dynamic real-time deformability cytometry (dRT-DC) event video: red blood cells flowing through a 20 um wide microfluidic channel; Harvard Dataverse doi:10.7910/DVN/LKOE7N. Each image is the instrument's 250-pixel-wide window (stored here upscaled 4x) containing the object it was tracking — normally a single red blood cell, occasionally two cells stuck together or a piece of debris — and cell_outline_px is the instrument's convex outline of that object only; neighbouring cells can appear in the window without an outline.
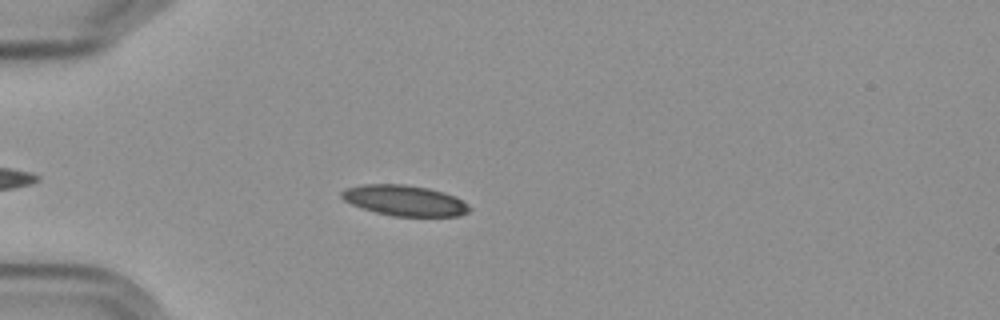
{"species": "Egyptian fruit bat (a non-hibernating species)", "species_latin": "Rousettus aegyptiacus", "temperature_condition": "cold", "stored_images_in_passage": 8, "camera_frame_rate_fps": 3000, "um_per_image_px": 0.085, "frame": {"image": 1, "passage_image": 5, "time_ms": 5.0, "image_size_px": [1000, 320], "cell_outline_px": [[472, 208], [468, 212], [460, 216], [392, 216], [376, 212], [352, 204], [344, 200], [340, 196], [340, 192], [344, 188], [360, 184], [404, 184], [428, 188], [444, 192], [456, 196], [468, 204]], "centroid_in_image_um": [34.4, 17.03], "position_along_channel_um": 50.6, "area_um2": 22.95}}
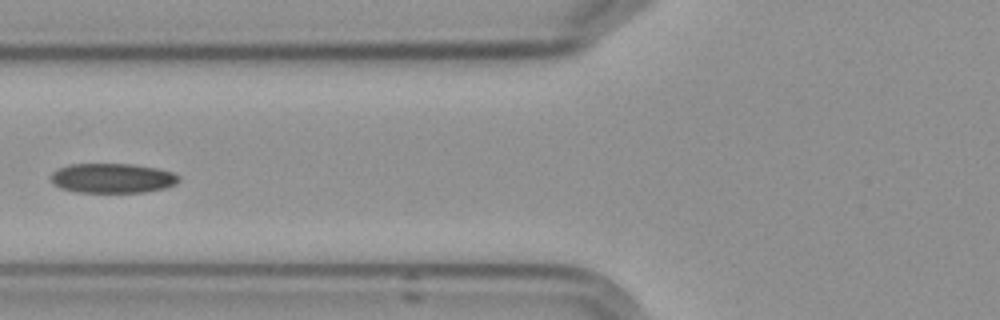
{"frame": {"image": 2, "passage_image": 7, "time_ms": 7.333, "image_size_px": [1000, 320], "cell_outline_px": [[180, 180], [176, 184], [164, 188], [144, 192], [76, 192], [60, 188], [52, 180], [52, 172], [68, 164], [132, 164], [156, 168], [172, 172], [180, 176]], "centroid_in_image_um": [9.58, 15.14], "position_along_channel_um": 116.2, "area_um2": 22.02}}
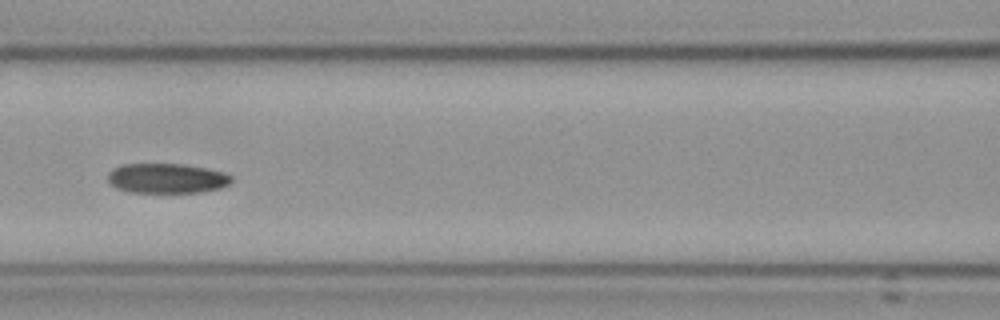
{"frame": {"image": 3, "passage_image": 8, "time_ms": 8.333, "image_size_px": [1000, 320], "cell_outline_px": [[232, 180], [228, 184], [220, 188], [200, 192], [128, 192], [116, 188], [108, 184], [108, 172], [112, 168], [120, 164], [184, 164], [224, 172], [232, 176]], "centroid_in_image_um": [14.12, 15.15], "position_along_channel_um": 152.5, "area_um2": 21.62}}